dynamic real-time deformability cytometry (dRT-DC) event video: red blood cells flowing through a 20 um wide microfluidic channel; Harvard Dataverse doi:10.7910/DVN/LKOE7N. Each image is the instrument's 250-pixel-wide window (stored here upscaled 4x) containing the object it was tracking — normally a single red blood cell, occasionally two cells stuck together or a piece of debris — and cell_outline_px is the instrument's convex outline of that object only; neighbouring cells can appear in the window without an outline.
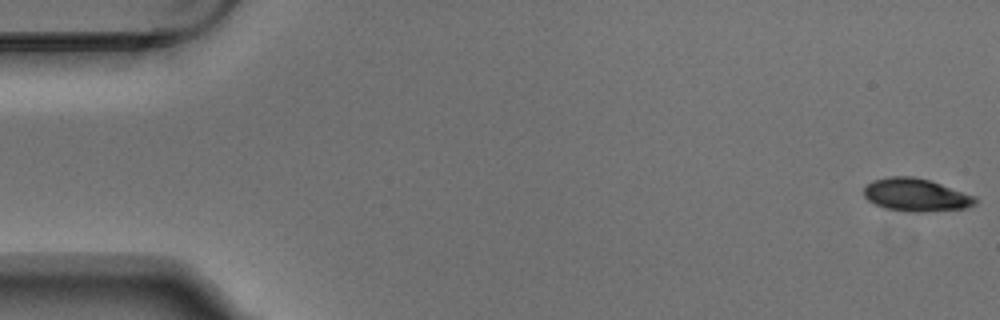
{"species": "Egyptian fruit bat (a non-hibernating species)", "species_latin": "Rousettus aegyptiacus", "temperature_condition": "warm", "stored_images_in_passage": 6, "camera_frame_rate_fps": 3000, "um_per_image_px": 0.085, "animal": {"sex": "male"}, "frame": {"image": 1, "passage_image": 1, "time_ms": 0.0, "image_size_px": [1000, 320], "cell_outline_px": [[976, 204], [968, 208], [924, 212], [912, 212], [884, 208], [868, 200], [864, 196], [864, 188], [872, 180], [888, 176], [912, 176], [928, 180], [976, 196]], "centroid_in_image_um": [77.86, 16.57], "position_along_channel_um": 7.1, "area_um2": 21.33}}
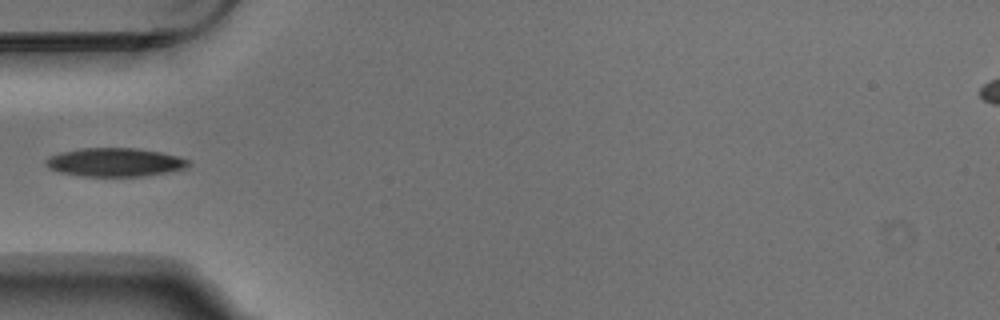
{"frame": {"image": 2, "passage_image": 5, "time_ms": 1.333, "image_size_px": [1000, 320], "cell_outline_px": [[192, 164], [184, 168], [168, 172], [144, 176], [80, 176], [60, 172], [48, 168], [44, 164], [44, 160], [48, 156], [60, 152], [80, 148], [136, 148], [160, 152], [180, 156], [192, 160]], "centroid_in_image_um": [9.77, 13.79], "position_along_channel_um": 75.2, "area_um2": 24.04}}
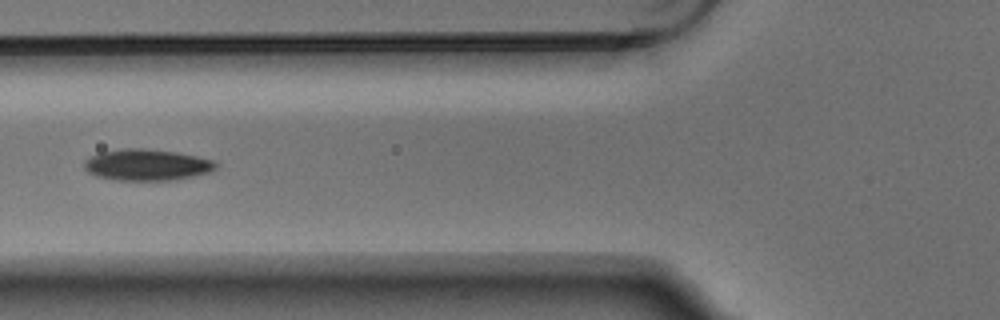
{"frame": {"image": 3, "passage_image": 6, "time_ms": 1.667, "image_size_px": [1000, 320], "cell_outline_px": [[220, 164], [216, 168], [208, 172], [176, 180], [116, 180], [96, 176], [88, 172], [84, 168], [84, 160], [88, 156], [100, 152], [120, 148], [144, 148], [176, 152], [216, 160]], "centroid_in_image_um": [12.47, 14.0], "position_along_channel_um": 113.3, "area_um2": 24.33}}